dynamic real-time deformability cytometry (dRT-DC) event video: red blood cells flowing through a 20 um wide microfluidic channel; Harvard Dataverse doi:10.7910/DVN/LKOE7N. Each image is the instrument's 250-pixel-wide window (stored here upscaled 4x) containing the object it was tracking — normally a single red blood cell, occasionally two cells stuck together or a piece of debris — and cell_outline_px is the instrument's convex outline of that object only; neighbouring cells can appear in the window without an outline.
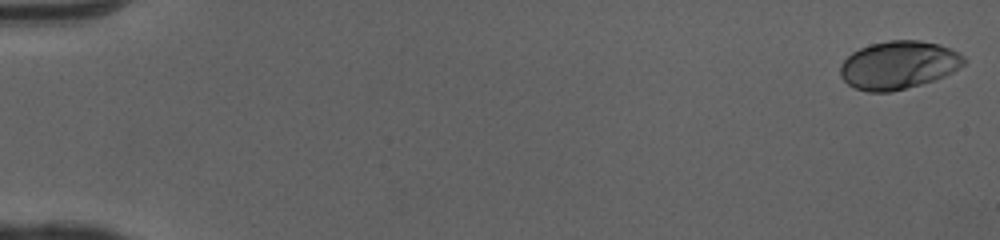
{"species": "human", "species_latin": "Homo sapiens", "temperature_condition": "cold", "stored_images_in_passage": 51, "camera_frame_rate_fps": 3000, "um_per_image_px": 0.085, "donor": {"sex": "female"}, "frame": {"image": 1, "passage_image": 1, "time_ms": 0.0, "image_size_px": [1000, 240], "cell_outline_px": [[964, 64], [952, 72], [936, 80], [892, 92], [868, 92], [856, 88], [848, 84], [840, 76], [840, 64], [852, 52], [860, 48], [872, 44], [888, 40], [920, 40], [940, 44], [960, 52], [964, 56]], "centroid_in_image_um": [76.38, 5.53], "position_along_channel_um": 8.6, "area_um2": 34.8}}
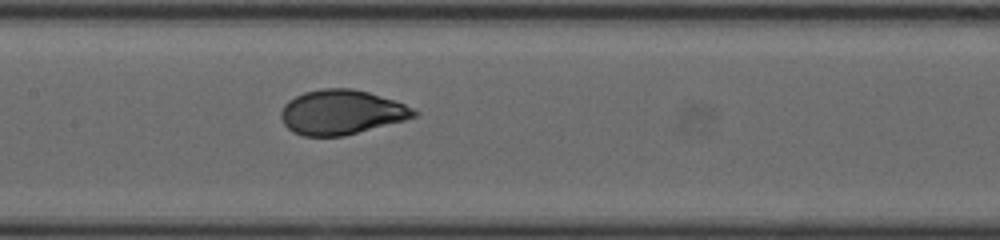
{"frame": {"image": 2, "passage_image": 26, "time_ms": 8.333, "image_size_px": [1000, 240], "cell_outline_px": [[420, 112], [416, 116], [404, 120], [344, 136], [304, 136], [292, 132], [284, 124], [280, 116], [280, 112], [284, 104], [288, 100], [304, 92], [324, 88], [352, 88], [368, 92], [404, 104]], "centroid_in_image_um": [28.99, 9.54], "position_along_channel_um": 178.4, "area_um2": 34.45}}
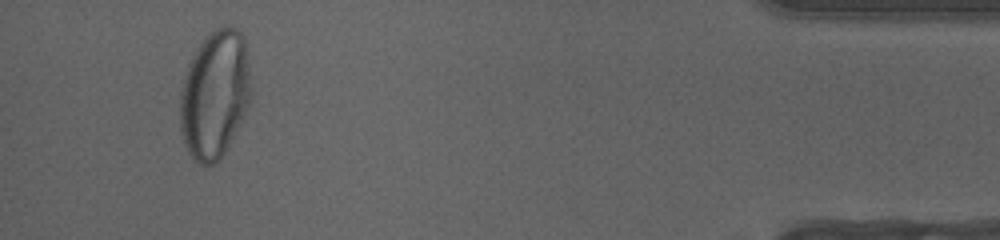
{"frame": {"image": 3, "passage_image": 48, "time_ms": 15.667, "image_size_px": [1000, 240], "cell_outline_px": [[248, 104], [244, 116], [228, 148], [220, 160], [216, 164], [204, 168], [192, 160], [184, 144], [180, 132], [180, 88], [188, 64], [196, 48], [216, 28], [224, 24], [228, 24], [236, 28], [244, 36], [248, 52]], "centroid_in_image_um": [18.22, 8.08], "position_along_channel_um": 417.0, "area_um2": 53.47}, "authors_computed_cell_mechanics": {"area_um2": 34.4488, "velocity_mm_per_s": 4.0811, "shape_relaxation_time_tau1_ms": 3.52, "shape_relaxation_time_tau2_ms": null, "deformation_change_tau1": 0.1881, "deformation_change_tau2": null}}